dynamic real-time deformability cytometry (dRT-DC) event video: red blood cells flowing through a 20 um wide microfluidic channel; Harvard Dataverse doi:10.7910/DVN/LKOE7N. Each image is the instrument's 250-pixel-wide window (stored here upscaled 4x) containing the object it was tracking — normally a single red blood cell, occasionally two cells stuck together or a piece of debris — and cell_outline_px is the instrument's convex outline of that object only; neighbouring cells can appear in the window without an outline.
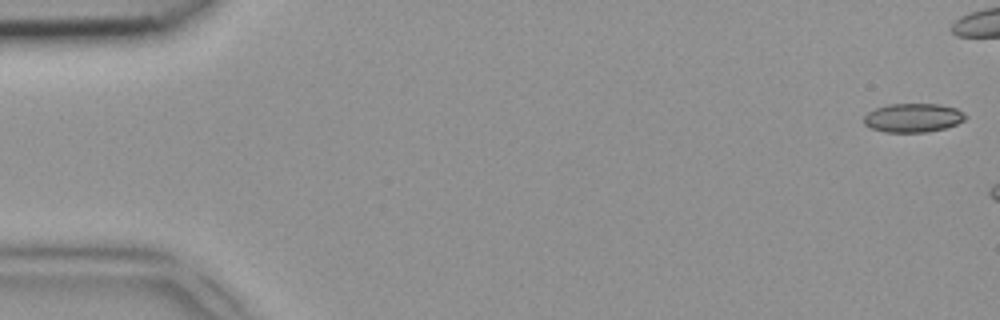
{"species": "common noctule bat (a hibernating species)", "species_latin": "Nyctalus noctula", "temperature_condition": "room temperature", "stored_images_in_passage": 6, "camera_frame_rate_fps": 3000, "um_per_image_px": 0.085, "animal": {"sex": "female", "body_mass_g": 18.4}, "frame": {"image": 1, "passage_image": 1, "time_ms": 0.0, "image_size_px": [1000, 320], "cell_outline_px": [[968, 116], [964, 120], [956, 124], [944, 128], [928, 132], [884, 132], [872, 128], [864, 124], [864, 116], [868, 112], [876, 108], [888, 104], [940, 104], [956, 108], [964, 112]], "centroid_in_image_um": [77.63, 10.01], "position_along_channel_um": 7.4, "area_um2": 17.11}}